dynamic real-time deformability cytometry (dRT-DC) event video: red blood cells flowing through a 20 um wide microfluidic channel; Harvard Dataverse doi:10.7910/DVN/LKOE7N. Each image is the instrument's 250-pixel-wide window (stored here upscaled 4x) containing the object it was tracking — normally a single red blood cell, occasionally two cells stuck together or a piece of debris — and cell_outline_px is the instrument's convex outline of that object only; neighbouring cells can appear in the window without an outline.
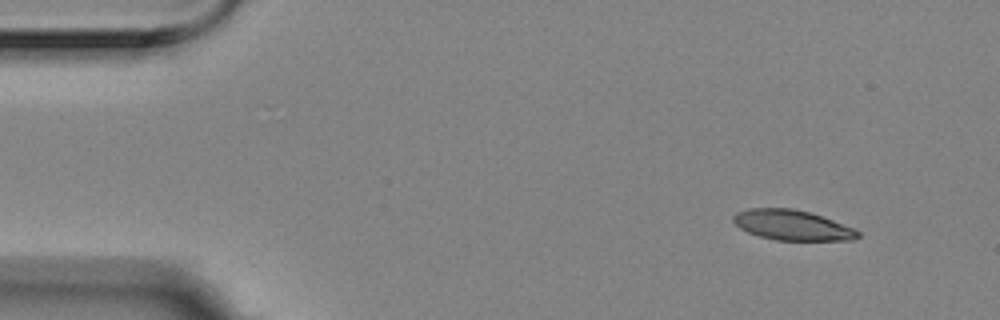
{"species": "Egyptian fruit bat (a non-hibernating species)", "species_latin": "Rousettus aegyptiacus", "temperature_condition": "room temperature", "stored_images_in_passage": 6, "segment_of_instrument_passage": [1, 2], "camera_frame_rate_fps": 3000, "um_per_image_px": 0.085, "animal": {"sex": "female"}, "frame": {"image": 1, "passage_image": 2, "time_ms": 0.333, "image_size_px": [1000, 320], "cell_outline_px": [[860, 236], [852, 240], [776, 240], [760, 236], [748, 232], [740, 228], [732, 220], [732, 216], [736, 212], [748, 208], [792, 208], [808, 212], [832, 220], [852, 228], [860, 232]], "centroid_in_image_um": [67.29, 19.13], "position_along_channel_um": 17.7, "area_um2": 21.68}}
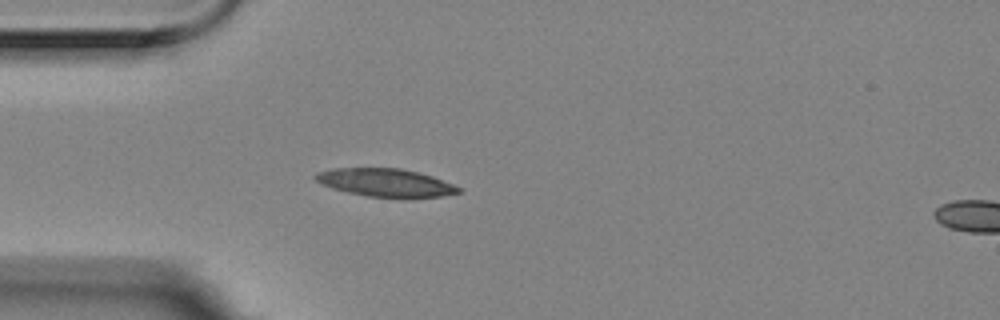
{"frame": {"image": 2, "passage_image": 5, "time_ms": 1.333, "image_size_px": [1000, 320], "cell_outline_px": [[460, 192], [440, 196], [368, 196], [348, 192], [332, 188], [320, 184], [312, 176], [316, 172], [332, 168], [400, 168], [432, 176], [452, 184], [460, 188]], "centroid_in_image_um": [32.67, 15.49], "position_along_channel_um": 52.3, "area_um2": 22.77}}